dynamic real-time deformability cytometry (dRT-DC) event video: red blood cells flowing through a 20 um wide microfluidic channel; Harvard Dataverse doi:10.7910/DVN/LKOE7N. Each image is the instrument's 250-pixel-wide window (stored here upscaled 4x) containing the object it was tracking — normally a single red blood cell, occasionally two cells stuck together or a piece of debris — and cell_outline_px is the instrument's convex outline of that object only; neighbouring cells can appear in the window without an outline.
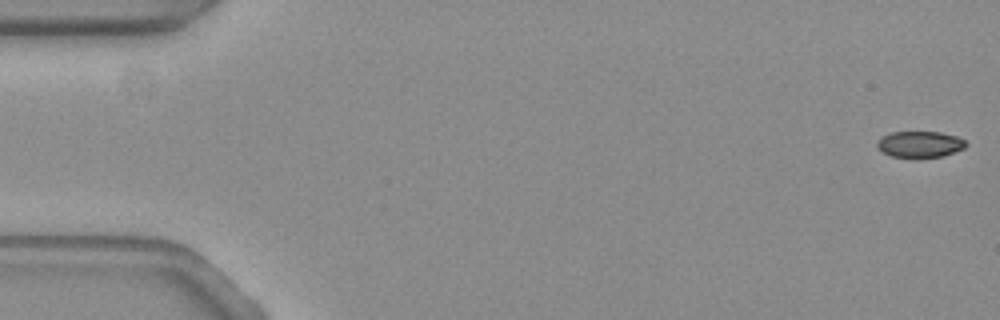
{"species": "common noctule bat (a hibernating species)", "species_latin": "Nyctalus noctula", "temperature_condition": "warm", "stored_images_in_passage": 56, "camera_frame_rate_fps": 3000, "um_per_image_px": 0.085, "animal": {"sex": "female", "body_mass_g": 19.3, "forearm_length_mm": 54.1}, "frame": {"image": 1, "passage_image": 1, "time_ms": 0.0, "image_size_px": [1000, 320], "cell_outline_px": [[968, 144], [964, 148], [944, 156], [916, 160], [892, 156], [884, 152], [876, 144], [880, 136], [892, 132], [940, 132], [956, 136], [964, 140]], "centroid_in_image_um": [78.2, 12.29], "position_along_channel_um": 6.8, "area_um2": 13.99}}
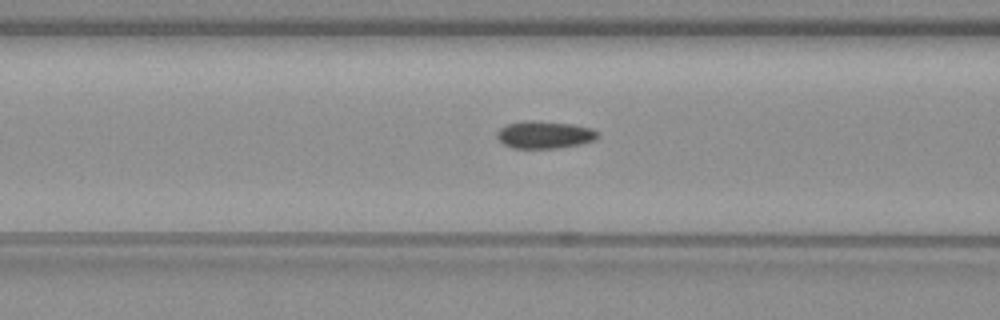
{"frame": {"image": 2, "passage_image": 22, "time_ms": 7.0, "image_size_px": [1000, 320], "cell_outline_px": [[600, 136], [596, 140], [580, 144], [556, 148], [512, 148], [504, 144], [496, 136], [496, 132], [500, 128], [508, 124], [528, 120], [532, 120], [572, 124], [592, 128]], "centroid_in_image_um": [46.29, 11.45], "position_along_channel_um": 120.3, "area_um2": 16.07}}
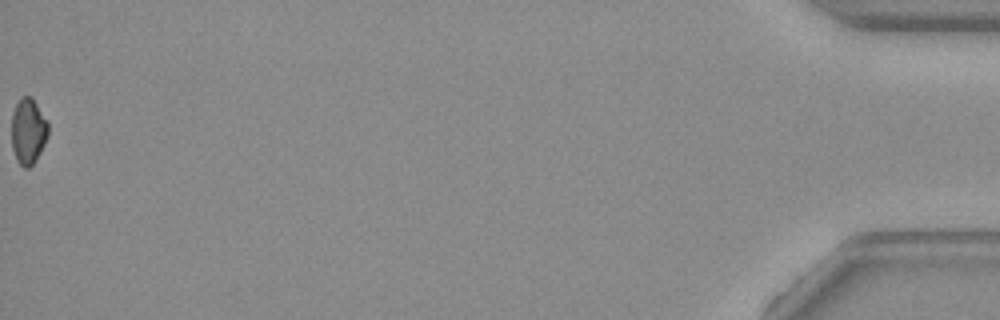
{"frame": {"image": 3, "passage_image": 56, "time_ms": 18.333, "image_size_px": [1000, 320], "cell_outline_px": [[48, 136], [36, 160], [28, 168], [24, 168], [16, 160], [12, 148], [12, 112], [20, 96], [32, 96], [48, 120]], "centroid_in_image_um": [2.4, 11.12], "position_along_channel_um": 432.8, "area_um2": 14.28}, "authors_computed_cell_mechanics": {"area_um2": 15.2881, "velocity_mm_per_s": 3.7182, "shape_relaxation_time_tau1_ms": null, "shape_relaxation_time_tau2_ms": 3.0807, "deformation_change_tau1": null, "deformation_change_tau2": 0.0646}}